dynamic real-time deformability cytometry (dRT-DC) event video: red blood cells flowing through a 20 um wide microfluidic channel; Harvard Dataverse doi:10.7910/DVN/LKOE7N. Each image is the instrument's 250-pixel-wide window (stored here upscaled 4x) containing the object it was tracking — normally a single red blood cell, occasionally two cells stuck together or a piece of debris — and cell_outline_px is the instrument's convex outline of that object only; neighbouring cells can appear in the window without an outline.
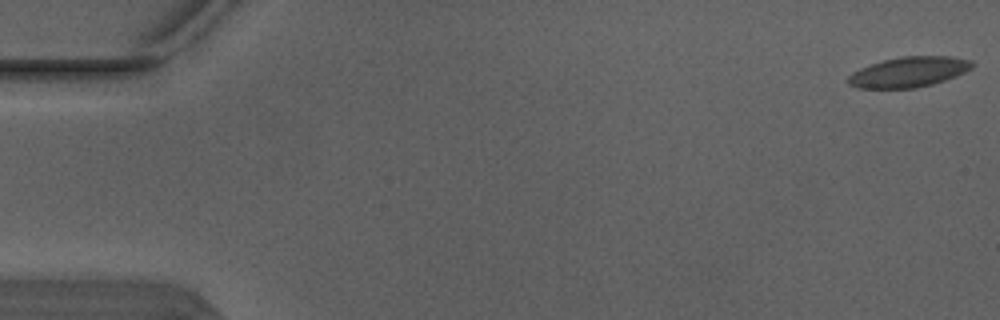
{"species": "Egyptian fruit bat (a non-hibernating species)", "species_latin": "Rousettus aegyptiacus", "temperature_condition": "warm", "stored_images_in_passage": 5, "camera_frame_rate_fps": 3000, "um_per_image_px": 0.085, "animal": {"sex": "male"}, "frame": {"image": 1, "passage_image": 1, "time_ms": 0.0, "image_size_px": [1000, 320], "cell_outline_px": [[976, 64], [972, 68], [956, 76], [932, 84], [916, 88], [856, 88], [848, 84], [848, 76], [852, 72], [860, 68], [884, 60], [900, 56], [952, 56], [972, 60]], "centroid_in_image_um": [77.27, 6.11], "position_along_channel_um": 7.7, "area_um2": 21.96}}
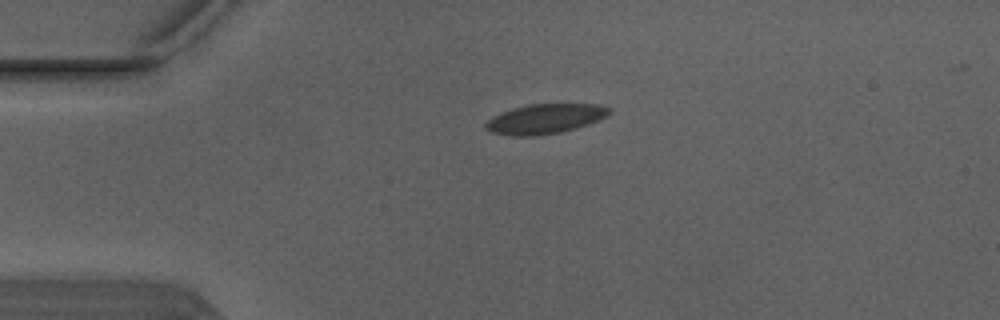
{"frame": {"image": 2, "passage_image": 4, "time_ms": 1.0, "image_size_px": [1000, 320], "cell_outline_px": [[612, 112], [608, 116], [588, 124], [576, 128], [560, 132], [536, 136], [512, 136], [492, 132], [484, 128], [484, 124], [492, 116], [500, 112], [512, 108], [528, 104], [600, 104], [612, 108]], "centroid_in_image_um": [46.33, 10.09], "position_along_channel_um": 38.7, "area_um2": 21.68}}